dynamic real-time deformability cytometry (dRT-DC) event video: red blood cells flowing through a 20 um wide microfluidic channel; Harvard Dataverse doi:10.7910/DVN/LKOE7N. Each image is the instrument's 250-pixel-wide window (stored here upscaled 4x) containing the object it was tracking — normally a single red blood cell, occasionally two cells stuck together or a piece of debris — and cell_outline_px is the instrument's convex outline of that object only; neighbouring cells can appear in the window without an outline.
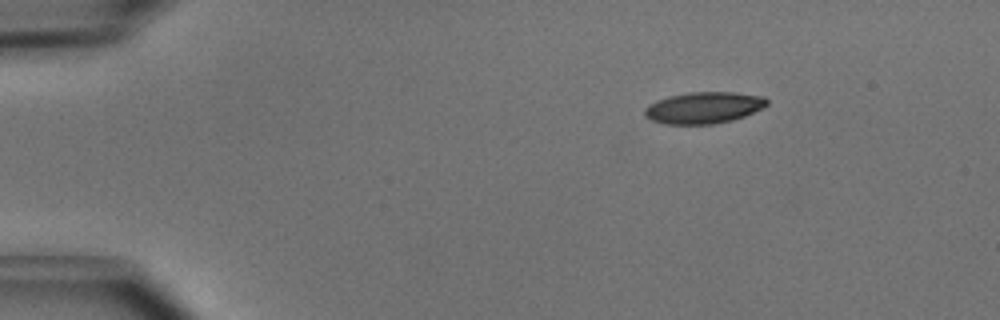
{"species": "common noctule bat (a hibernating species)", "species_latin": "Nyctalus noctula", "temperature_condition": "cold", "stored_images_in_passage": 2, "camera_frame_rate_fps": 3000, "um_per_image_px": 0.085, "animal": {"sex": "male", "body_mass_g": 15.6}, "frame": {"image": 1, "passage_image": 1, "time_ms": 0.0, "image_size_px": [1000, 320], "cell_outline_px": [[768, 104], [764, 108], [744, 116], [732, 120], [712, 124], [664, 124], [652, 120], [644, 116], [644, 108], [648, 104], [656, 100], [668, 96], [688, 92], [732, 92], [764, 96], [768, 100]], "centroid_in_image_um": [59.81, 9.15], "position_along_channel_um": 25.2, "area_um2": 22.66}}